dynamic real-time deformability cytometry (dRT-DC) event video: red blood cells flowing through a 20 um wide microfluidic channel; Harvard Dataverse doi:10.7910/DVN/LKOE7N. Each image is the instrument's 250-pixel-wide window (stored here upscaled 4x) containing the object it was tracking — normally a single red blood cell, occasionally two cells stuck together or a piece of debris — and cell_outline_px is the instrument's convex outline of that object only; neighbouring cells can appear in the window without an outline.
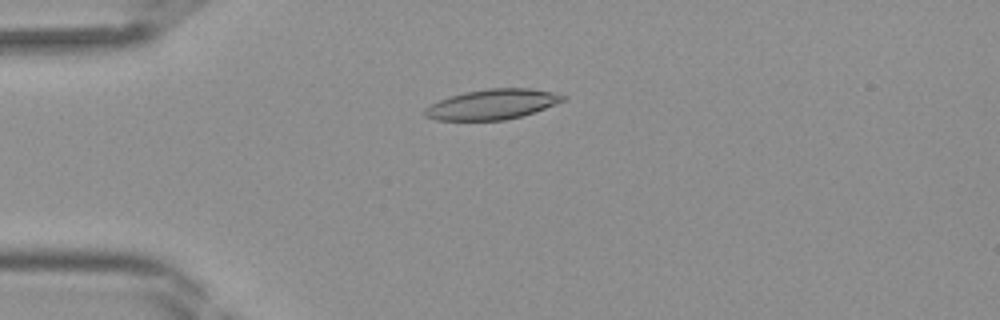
{"species": "Egyptian fruit bat (a non-hibernating species)", "species_latin": "Rousettus aegyptiacus", "temperature_condition": "room temperature", "stored_images_in_passage": 42, "camera_frame_rate_fps": 3000, "um_per_image_px": 0.085, "frame": {"image": 1, "passage_image": 11, "time_ms": 3.333, "image_size_px": [1000, 320], "cell_outline_px": [[568, 96], [564, 100], [544, 108], [520, 116], [504, 120], [436, 120], [424, 116], [424, 108], [440, 100], [464, 92], [488, 88], [532, 88], [552, 92]], "centroid_in_image_um": [41.83, 8.86], "position_along_channel_um": 43.2, "area_um2": 23.99}}
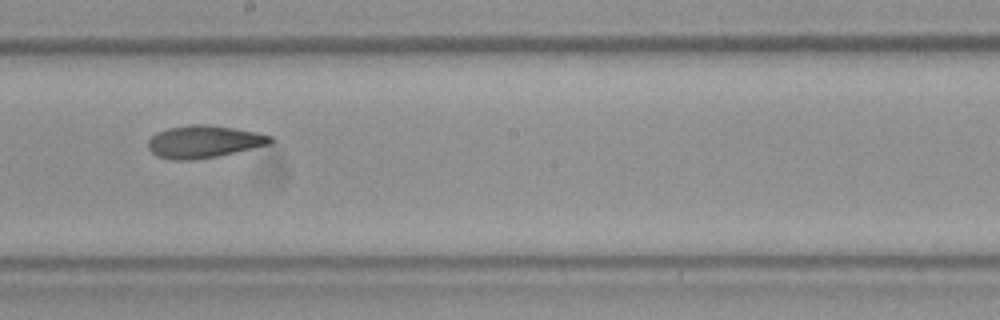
{"frame": {"image": 2, "passage_image": 24, "time_ms": 7.667, "image_size_px": [1000, 320], "cell_outline_px": [[276, 140], [272, 144], [216, 156], [192, 160], [168, 160], [156, 156], [148, 148], [148, 140], [156, 132], [168, 128], [192, 124], [208, 124], [256, 132], [272, 136]], "centroid_in_image_um": [17.33, 12.04], "position_along_channel_um": 230.9, "area_um2": 23.24}}
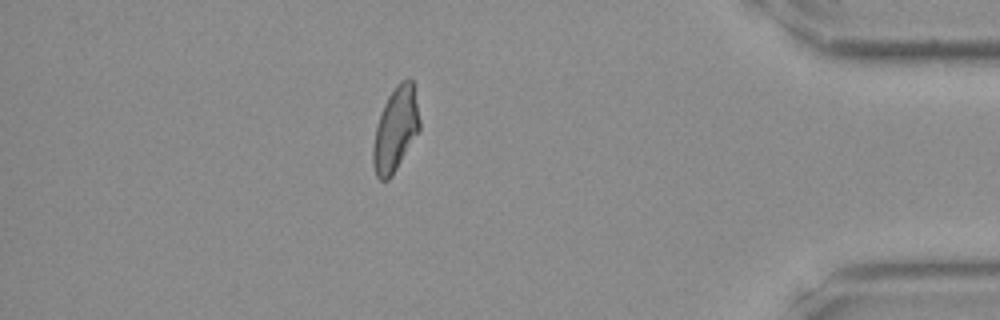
{"frame": {"image": 3, "passage_image": 37, "time_ms": 12.0, "image_size_px": [1000, 320], "cell_outline_px": [[420, 132], [392, 176], [388, 180], [380, 180], [376, 176], [372, 164], [372, 148], [376, 128], [384, 104], [388, 96], [396, 84], [400, 80], [408, 76], [412, 80], [420, 120]], "centroid_in_image_um": [33.63, 11.01], "position_along_channel_um": 401.6, "area_um2": 23.06}}